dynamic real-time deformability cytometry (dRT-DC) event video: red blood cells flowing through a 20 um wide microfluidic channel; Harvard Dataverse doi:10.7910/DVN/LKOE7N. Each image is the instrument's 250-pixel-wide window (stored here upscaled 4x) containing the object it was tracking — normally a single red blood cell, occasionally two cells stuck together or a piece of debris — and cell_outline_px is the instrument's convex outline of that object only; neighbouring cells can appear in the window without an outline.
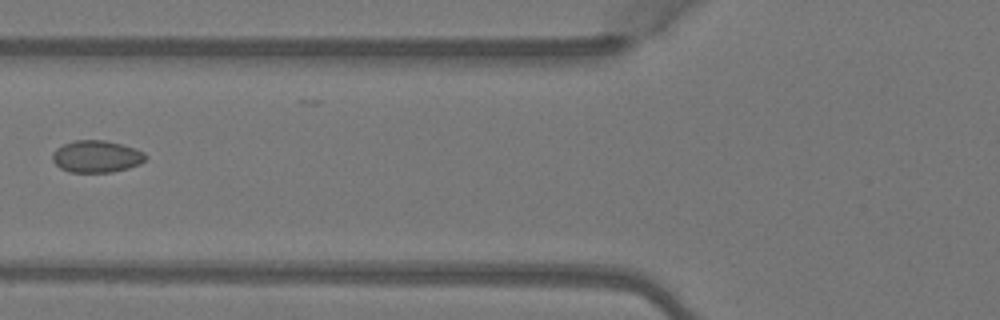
{"species": "Egyptian fruit bat (a non-hibernating species)", "species_latin": "Rousettus aegyptiacus", "temperature_condition": "warm", "stored_images_in_passage": 6, "camera_frame_rate_fps": 3000, "um_per_image_px": 0.085, "animal": {"sex": "female"}, "frame": {"image": 1, "passage_image": 6, "time_ms": 1.667, "image_size_px": [1000, 320], "cell_outline_px": [[148, 156], [140, 164], [128, 168], [112, 172], [68, 172], [60, 168], [52, 160], [52, 152], [56, 148], [72, 140], [104, 140], [136, 148], [144, 152]], "centroid_in_image_um": [8.19, 13.3], "position_along_channel_um": 117.6, "area_um2": 17.51}}